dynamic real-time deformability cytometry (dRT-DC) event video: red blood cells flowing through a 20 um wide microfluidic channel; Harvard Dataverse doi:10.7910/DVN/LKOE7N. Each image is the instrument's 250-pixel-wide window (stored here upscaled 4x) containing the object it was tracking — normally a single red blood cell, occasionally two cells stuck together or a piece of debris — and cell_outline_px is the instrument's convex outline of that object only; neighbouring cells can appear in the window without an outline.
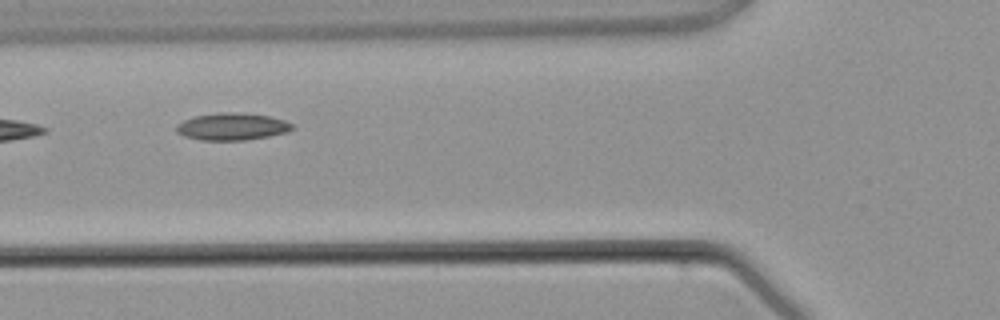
{"species": "common noctule bat (a hibernating species)", "species_latin": "Nyctalus noctula", "temperature_condition": "warm", "stored_images_in_passage": 4, "camera_frame_rate_fps": 3000, "um_per_image_px": 0.085, "animal": {"sex": "male", "body_mass_g": 21.5, "forearm_length_mm": 52.0}, "frame": {"image": 1, "passage_image": 4, "time_ms": 3.667, "image_size_px": [1000, 320], "cell_outline_px": [[296, 128], [288, 132], [268, 136], [244, 140], [200, 140], [184, 136], [176, 132], [176, 124], [184, 120], [196, 116], [216, 112], [240, 112], [268, 116], [284, 120], [292, 124]], "centroid_in_image_um": [19.72, 10.75], "position_along_channel_um": 106.1, "area_um2": 18.44}}